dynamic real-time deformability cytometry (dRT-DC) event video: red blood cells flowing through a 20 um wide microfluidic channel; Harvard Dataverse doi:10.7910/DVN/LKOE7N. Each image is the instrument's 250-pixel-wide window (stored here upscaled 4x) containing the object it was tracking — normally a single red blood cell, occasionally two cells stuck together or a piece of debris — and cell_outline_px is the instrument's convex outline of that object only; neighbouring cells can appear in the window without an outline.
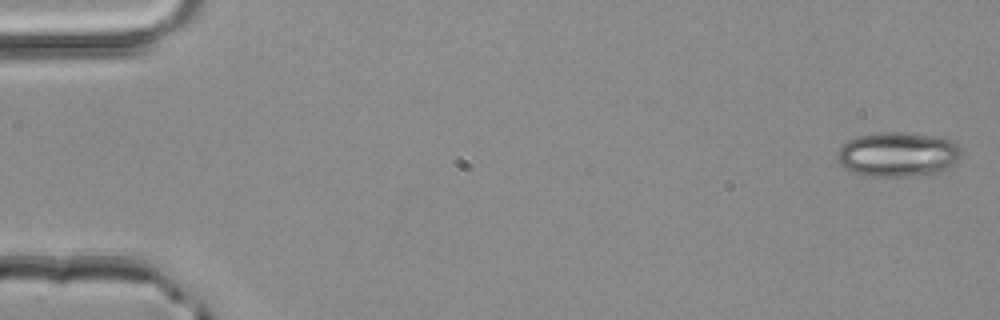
{"species": "common noctule bat (a hibernating species)", "species_latin": "Nyctalus noctula", "temperature_condition": "room temperature", "stored_images_in_passage": 4, "camera_frame_rate_fps": 3000, "um_per_image_px": 0.085, "animal": {"sex": "male", "body_mass_g": 20.4}, "frame": {"image": 1, "passage_image": 1, "time_ms": 0.0, "image_size_px": [1000, 320], "cell_outline_px": [[964, 152], [948, 168], [940, 172], [904, 176], [864, 176], [844, 168], [836, 160], [836, 152], [848, 140], [856, 136], [880, 132], [900, 132], [936, 136], [952, 140]], "centroid_in_image_um": [76.29, 13.11], "position_along_channel_um": 8.7, "area_um2": 32.37}}